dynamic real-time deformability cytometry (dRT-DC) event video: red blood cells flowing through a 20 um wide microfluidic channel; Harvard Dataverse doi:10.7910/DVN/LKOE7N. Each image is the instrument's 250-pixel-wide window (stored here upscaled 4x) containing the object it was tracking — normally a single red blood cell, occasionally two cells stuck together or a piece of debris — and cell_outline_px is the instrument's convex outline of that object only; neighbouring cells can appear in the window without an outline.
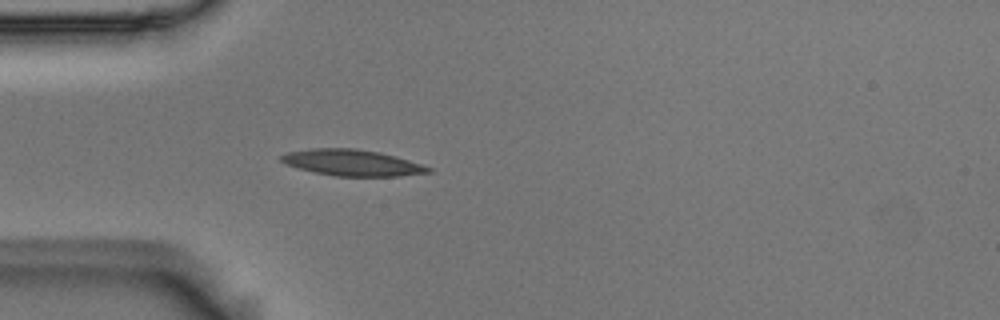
{"species": "Egyptian fruit bat (a non-hibernating species)", "species_latin": "Rousettus aegyptiacus", "temperature_condition": "room temperature", "stored_images_in_passage": 14, "camera_frame_rate_fps": 3000, "um_per_image_px": 0.085, "animal": {"sex": "male"}, "frame": {"image": 1, "passage_image": 10, "time_ms": 3.0, "image_size_px": [1000, 320], "cell_outline_px": [[432, 172], [400, 176], [336, 176], [316, 172], [284, 164], [280, 160], [280, 156], [288, 152], [312, 148], [356, 148], [380, 152], [408, 160], [432, 168]], "centroid_in_image_um": [29.93, 13.82], "position_along_channel_um": 55.1, "area_um2": 22.31}}
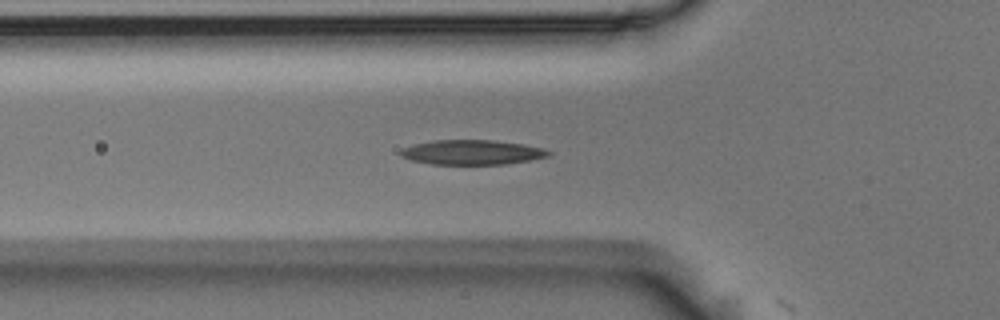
{"frame": {"image": 2, "passage_image": 13, "time_ms": 4.0, "image_size_px": [1000, 320], "cell_outline_px": [[552, 152], [548, 156], [528, 160], [504, 164], [432, 164], [412, 160], [400, 156], [400, 148], [412, 144], [432, 140], [492, 140], [524, 144], [540, 148]], "centroid_in_image_um": [40.05, 12.93], "position_along_channel_um": 85.8, "area_um2": 21.21}}